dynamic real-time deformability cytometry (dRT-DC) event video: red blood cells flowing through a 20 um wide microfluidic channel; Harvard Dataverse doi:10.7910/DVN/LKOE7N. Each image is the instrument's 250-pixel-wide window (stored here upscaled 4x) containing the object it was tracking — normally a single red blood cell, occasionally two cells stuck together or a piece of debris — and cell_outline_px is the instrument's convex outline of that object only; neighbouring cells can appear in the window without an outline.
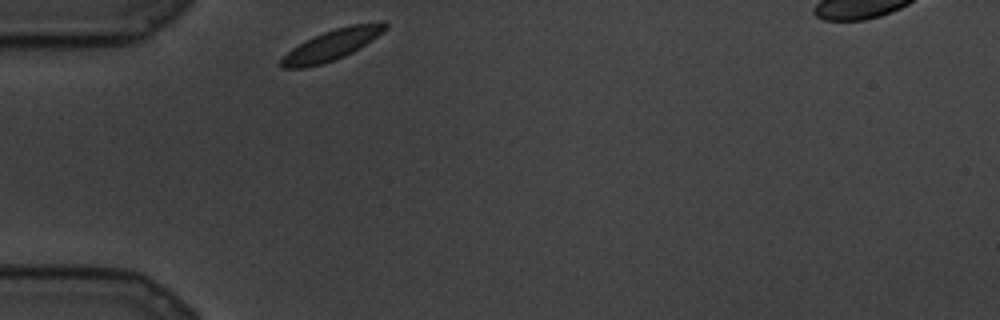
{"species": "common noctule bat (a hibernating species)", "species_latin": "Nyctalus noctula", "temperature_condition": "cold", "stored_images_in_passage": 52, "camera_frame_rate_fps": 3000, "um_per_image_px": 0.085, "animal": {"sex": "male", "body_mass_g": 19.5, "forearm_length_mm": 54.6}, "frame": {"image": 1, "passage_image": 1, "time_ms": 0.0, "image_size_px": [1000, 320], "cell_outline_px": [[388, 28], [372, 40], [352, 52], [344, 56], [320, 64], [304, 68], [284, 68], [280, 64], [280, 60], [292, 48], [324, 32], [336, 28], [352, 24], [380, 20], [384, 20], [388, 24]], "centroid_in_image_um": [28.29, 3.78], "position_along_channel_um": 56.7, "area_um2": 18.26}}
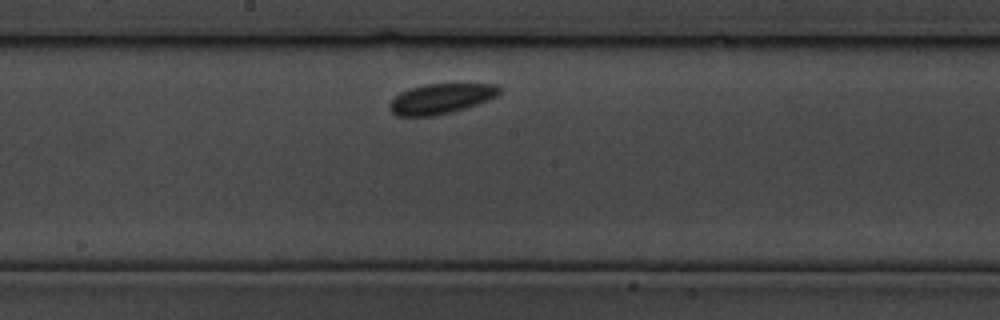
{"frame": {"image": 2, "passage_image": 25, "time_ms": 8.0, "image_size_px": [1000, 320], "cell_outline_px": [[500, 92], [496, 96], [488, 100], [452, 112], [436, 116], [396, 116], [388, 108], [388, 104], [400, 92], [424, 84], [496, 84], [500, 88]], "centroid_in_image_um": [37.45, 8.4], "position_along_channel_um": 210.8, "area_um2": 19.19}}
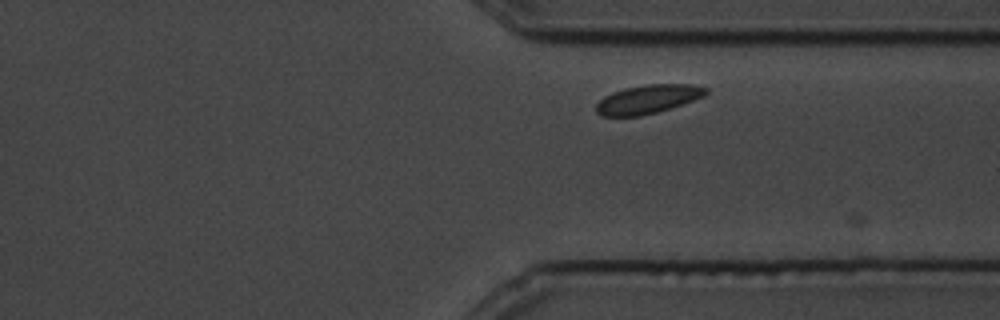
{"frame": {"image": 3, "passage_image": 46, "time_ms": 15.0, "image_size_px": [1000, 320], "cell_outline_px": [[708, 92], [704, 96], [656, 112], [640, 116], [600, 116], [596, 112], [596, 104], [604, 96], [612, 92], [624, 88], [648, 84], [692, 84], [708, 88]], "centroid_in_image_um": [55.04, 8.42], "position_along_channel_um": 356.4, "area_um2": 18.21}}